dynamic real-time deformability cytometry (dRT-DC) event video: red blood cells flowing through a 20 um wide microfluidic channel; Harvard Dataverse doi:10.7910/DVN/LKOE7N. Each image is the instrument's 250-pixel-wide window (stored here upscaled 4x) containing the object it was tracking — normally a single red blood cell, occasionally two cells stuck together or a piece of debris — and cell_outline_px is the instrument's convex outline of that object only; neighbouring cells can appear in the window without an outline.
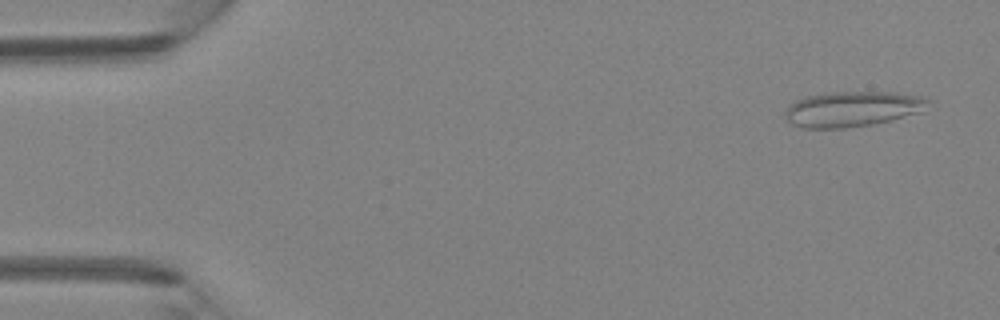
{"species": "Egyptian fruit bat (a non-hibernating species)", "species_latin": "Rousettus aegyptiacus", "temperature_condition": "room temperature", "stored_images_in_passage": 44, "camera_frame_rate_fps": 3000, "um_per_image_px": 0.085, "animal": {"sex": "female"}, "frame": {"image": 1, "passage_image": 2, "time_ms": 0.333, "image_size_px": [1000, 320], "cell_outline_px": [[932, 100], [916, 112], [892, 120], [872, 124], [844, 128], [804, 128], [792, 124], [784, 116], [784, 112], [796, 100], [808, 96], [832, 92], [896, 92], [924, 96]], "centroid_in_image_um": [72.44, 9.26], "position_along_channel_um": 12.6, "area_um2": 29.13}}
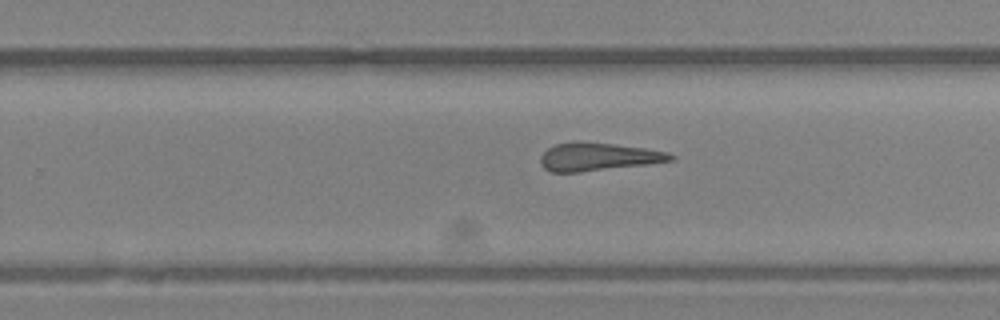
{"frame": {"image": 2, "passage_image": 28, "time_ms": 9.0, "image_size_px": [1000, 320], "cell_outline_px": [[676, 160], [648, 164], [580, 172], [552, 172], [544, 168], [540, 164], [540, 156], [548, 148], [556, 144], [580, 140], [644, 148], [668, 152], [676, 156]], "centroid_in_image_um": [50.84, 13.32], "position_along_channel_um": 279.0, "area_um2": 21.39}}
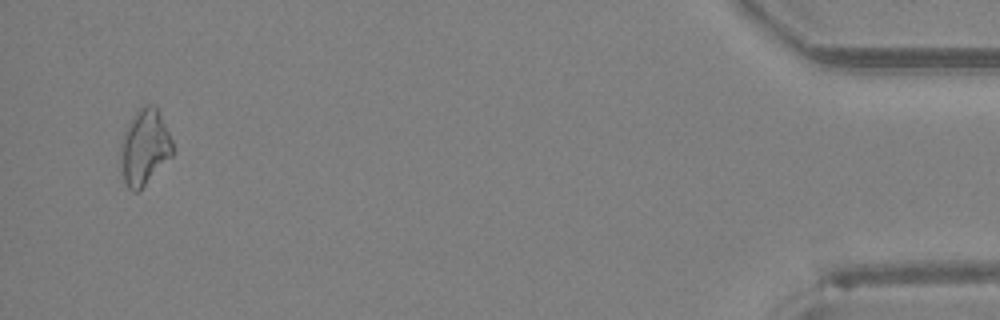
{"frame": {"image": 3, "passage_image": 43, "time_ms": 14.0, "image_size_px": [1000, 320], "cell_outline_px": [[172, 156], [136, 192], [132, 192], [124, 184], [120, 160], [120, 144], [124, 132], [136, 112], [144, 104], [156, 104], [172, 140]], "centroid_in_image_um": [12.27, 12.5], "position_along_channel_um": 422.9, "area_um2": 22.72}}